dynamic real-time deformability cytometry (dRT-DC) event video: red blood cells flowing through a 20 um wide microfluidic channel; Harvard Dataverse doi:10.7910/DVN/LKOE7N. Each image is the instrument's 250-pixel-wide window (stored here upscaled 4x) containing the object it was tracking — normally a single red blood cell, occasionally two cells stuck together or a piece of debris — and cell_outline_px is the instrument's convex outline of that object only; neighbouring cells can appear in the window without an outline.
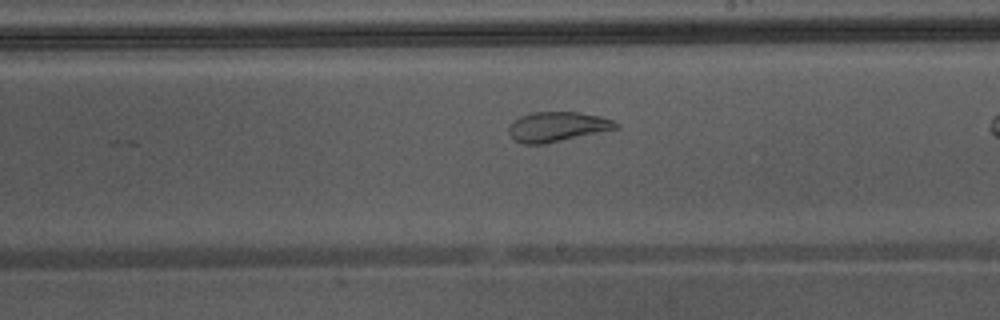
{"species": "Egyptian fruit bat (a non-hibernating species)", "species_latin": "Rousettus aegyptiacus", "temperature_condition": "warm", "stored_images_in_passage": 24, "camera_frame_rate_fps": 3000, "um_per_image_px": 0.085, "animal": {"sex": "male"}, "frame": {"image": 1, "passage_image": 14, "time_ms": 4.333, "image_size_px": [1000, 320], "cell_outline_px": [[620, 128], [544, 144], [524, 144], [516, 140], [508, 132], [508, 128], [520, 116], [532, 112], [580, 112], [600, 116], [612, 120], [620, 124]], "centroid_in_image_um": [47.41, 10.76], "position_along_channel_um": 241.6, "area_um2": 18.5}}